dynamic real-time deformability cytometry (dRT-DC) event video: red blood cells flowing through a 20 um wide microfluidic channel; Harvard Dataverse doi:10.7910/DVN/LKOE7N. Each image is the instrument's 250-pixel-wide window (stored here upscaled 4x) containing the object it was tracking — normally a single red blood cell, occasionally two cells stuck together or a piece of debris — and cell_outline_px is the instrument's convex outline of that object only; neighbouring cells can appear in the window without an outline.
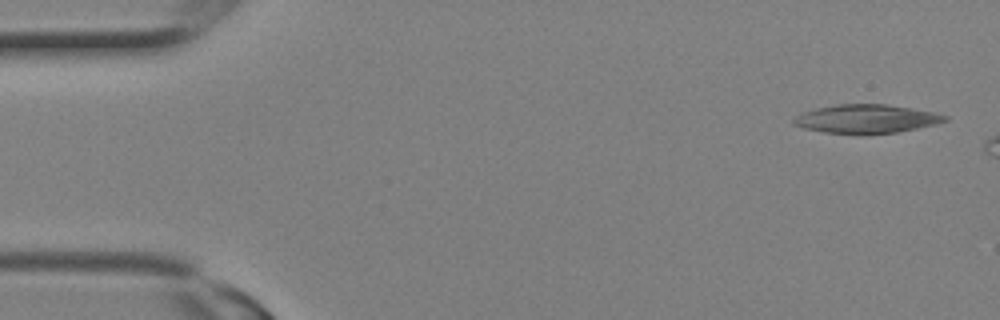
{"species": "Egyptian fruit bat (a non-hibernating species)", "species_latin": "Rousettus aegyptiacus", "temperature_condition": "room temperature", "stored_images_in_passage": 3, "camera_frame_rate_fps": 3000, "um_per_image_px": 0.085, "animal": {"sex": "female"}, "frame": {"image": 1, "passage_image": 1, "time_ms": 0.0, "image_size_px": [1000, 320], "cell_outline_px": [[948, 120], [936, 124], [896, 132], [860, 136], [824, 132], [804, 128], [792, 124], [792, 120], [796, 116], [804, 112], [816, 108], [836, 104], [888, 104], [912, 108], [932, 112], [948, 116]], "centroid_in_image_um": [73.61, 10.12], "position_along_channel_um": 11.4, "area_um2": 25.61}}